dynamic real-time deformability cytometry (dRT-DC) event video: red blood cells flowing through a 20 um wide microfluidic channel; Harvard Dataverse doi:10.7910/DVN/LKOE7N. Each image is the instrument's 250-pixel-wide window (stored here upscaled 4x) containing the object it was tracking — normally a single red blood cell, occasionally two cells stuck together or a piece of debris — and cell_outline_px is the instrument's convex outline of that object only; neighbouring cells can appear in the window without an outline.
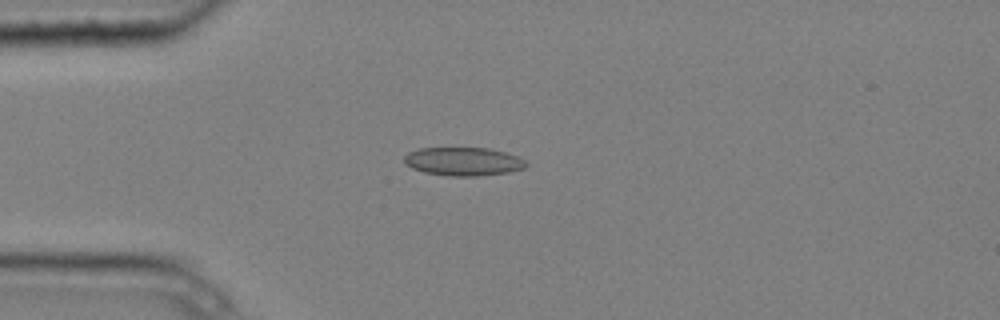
{"species": "common noctule bat (a hibernating species)", "species_latin": "Nyctalus noctula", "temperature_condition": "cold", "stored_images_in_passage": 4, "camera_frame_rate_fps": 3000, "um_per_image_px": 0.085, "animal": {"sex": "male", "body_mass_g": 20.4}, "frame": {"image": 1, "passage_image": 2, "time_ms": 0.333, "image_size_px": [1000, 320], "cell_outline_px": [[528, 164], [524, 168], [508, 172], [476, 176], [448, 176], [424, 172], [412, 168], [404, 164], [404, 156], [408, 152], [420, 148], [488, 148], [520, 156]], "centroid_in_image_um": [39.37, 13.72], "position_along_channel_um": 45.6, "area_um2": 20.23}}
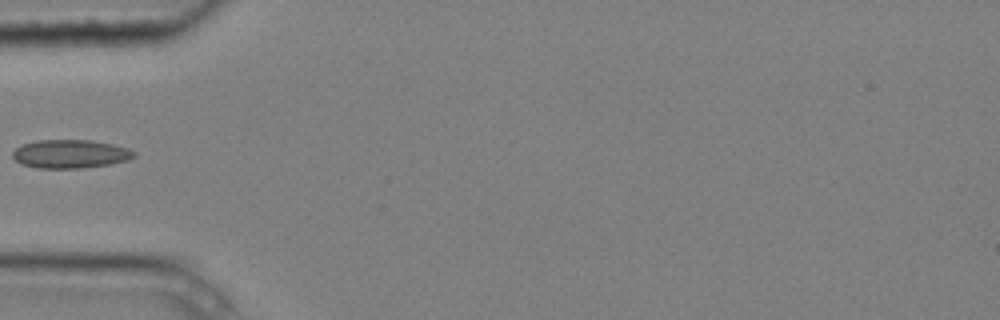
{"frame": {"image": 2, "passage_image": 3, "time_ms": 0.667, "image_size_px": [1000, 320], "cell_outline_px": [[136, 156], [128, 160], [108, 164], [84, 168], [36, 168], [20, 164], [12, 156], [12, 152], [20, 144], [36, 140], [92, 140], [112, 144], [128, 148], [136, 152]], "centroid_in_image_um": [5.95, 13.08], "position_along_channel_um": 79.0, "area_um2": 20.35}}
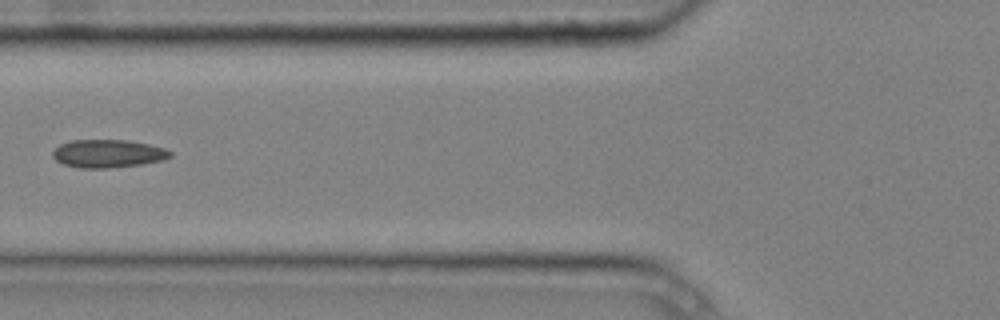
{"frame": {"image": 3, "passage_image": 4, "time_ms": 1.0, "image_size_px": [1000, 320], "cell_outline_px": [[172, 156], [160, 160], [144, 164], [108, 168], [80, 168], [64, 164], [56, 160], [52, 156], [52, 152], [60, 144], [72, 140], [128, 140], [148, 144], [164, 148], [172, 152]], "centroid_in_image_um": [9.17, 13.05], "position_along_channel_um": 116.6, "area_um2": 19.13}}